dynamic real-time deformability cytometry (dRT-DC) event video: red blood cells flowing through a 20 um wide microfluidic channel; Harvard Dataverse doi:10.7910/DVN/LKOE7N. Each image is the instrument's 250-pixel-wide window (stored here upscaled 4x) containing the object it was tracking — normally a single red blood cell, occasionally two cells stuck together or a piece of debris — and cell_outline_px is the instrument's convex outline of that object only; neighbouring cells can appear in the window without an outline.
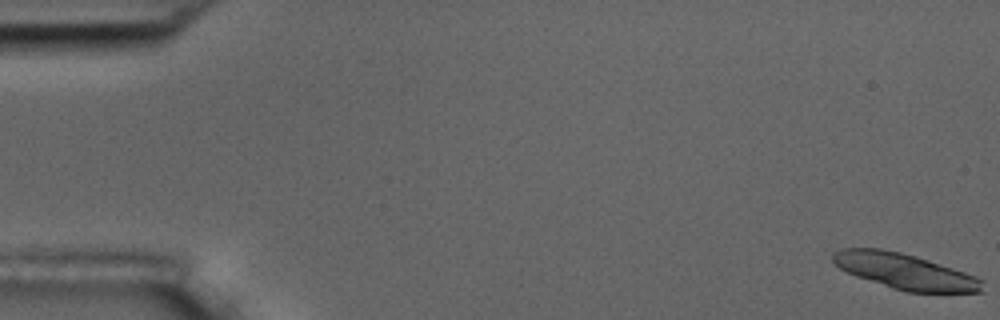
{"species": "common noctule bat (a hibernating species)", "species_latin": "Nyctalus noctula", "temperature_condition": "room temperature", "stored_images_in_passage": 17, "camera_frame_rate_fps": 3000, "um_per_image_px": 0.085, "animal": {"sex": "male", "body_mass_g": 17.5, "forearm_length_mm": 52.3}, "frame": {"image": 1, "passage_image": 1, "time_ms": 0.0, "image_size_px": [1000, 320], "cell_outline_px": [[984, 292], [908, 292], [892, 288], [856, 276], [840, 268], [832, 260], [832, 252], [840, 248], [880, 248], [900, 252], [916, 256], [976, 276], [984, 280]], "centroid_in_image_um": [76.92, 23.06], "position_along_channel_um": 8.1, "area_um2": 30.92}}